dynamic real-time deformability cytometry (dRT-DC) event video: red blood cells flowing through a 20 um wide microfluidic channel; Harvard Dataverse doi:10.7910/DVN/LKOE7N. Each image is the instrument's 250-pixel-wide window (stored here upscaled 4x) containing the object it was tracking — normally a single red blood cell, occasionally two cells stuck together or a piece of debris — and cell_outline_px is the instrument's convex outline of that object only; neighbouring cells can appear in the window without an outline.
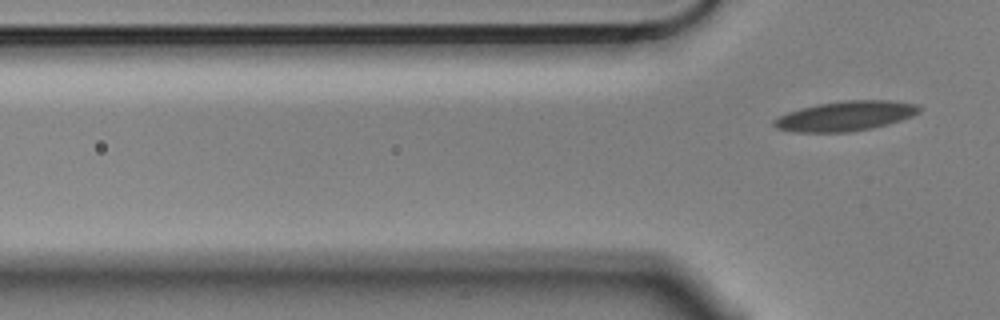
{"species": "Egyptian fruit bat (a non-hibernating species)", "species_latin": "Rousettus aegyptiacus", "temperature_condition": "cold", "stored_images_in_passage": 4, "camera_frame_rate_fps": 3000, "um_per_image_px": 0.085, "animal": {"sex": "male"}, "frame": {"image": 1, "passage_image": 4, "time_ms": 1.0, "image_size_px": [1000, 320], "cell_outline_px": [[920, 112], [912, 116], [888, 124], [872, 128], [848, 132], [792, 132], [776, 128], [772, 124], [772, 120], [788, 112], [800, 108], [820, 104], [844, 100], [888, 100], [920, 104]], "centroid_in_image_um": [71.87, 9.86], "position_along_channel_um": 53.9, "area_um2": 25.26}}